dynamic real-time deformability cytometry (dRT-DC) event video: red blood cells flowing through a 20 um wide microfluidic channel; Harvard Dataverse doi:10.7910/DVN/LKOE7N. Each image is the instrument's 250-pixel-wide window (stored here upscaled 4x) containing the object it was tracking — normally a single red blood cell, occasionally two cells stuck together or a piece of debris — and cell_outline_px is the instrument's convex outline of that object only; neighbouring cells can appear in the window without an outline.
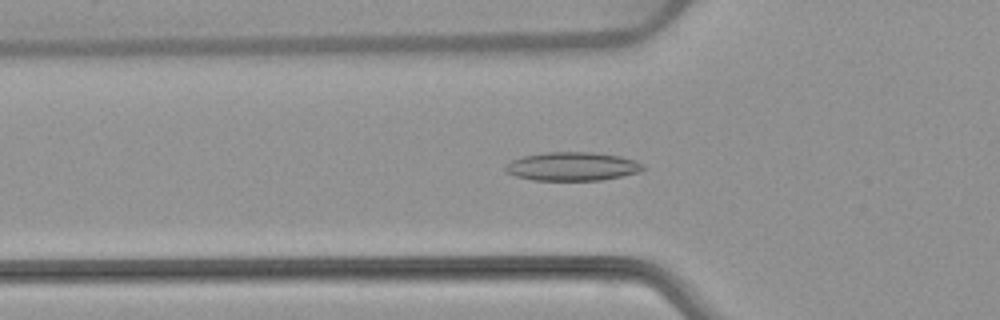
{"species": "common noctule bat (a hibernating species)", "species_latin": "Nyctalus noctula", "temperature_condition": "warm", "stored_images_in_passage": 53, "camera_frame_rate_fps": 3000, "um_per_image_px": 0.085, "animal": {"sex": "female", "body_mass_g": 22.7, "forearm_length_mm": 54.2}, "frame": {"image": 1, "passage_image": 18, "time_ms": 5.667, "image_size_px": [1000, 320], "cell_outline_px": [[644, 168], [640, 172], [600, 180], [532, 180], [516, 176], [508, 172], [504, 168], [512, 160], [524, 156], [544, 152], [592, 152], [620, 156], [636, 160], [644, 164]], "centroid_in_image_um": [48.68, 14.14], "position_along_channel_um": 77.1, "area_um2": 22.83}}
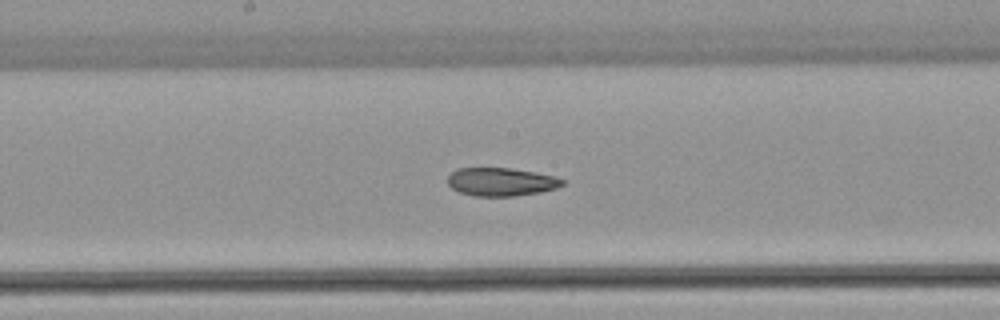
{"frame": {"image": 2, "passage_image": 28, "time_ms": 9.0, "image_size_px": [1000, 320], "cell_outline_px": [[564, 184], [556, 188], [540, 192], [516, 196], [472, 196], [460, 192], [452, 188], [448, 184], [448, 176], [456, 168], [512, 168], [536, 172], [556, 176], [564, 180]], "centroid_in_image_um": [42.6, 15.45], "position_along_channel_um": 205.6, "area_um2": 19.02}}
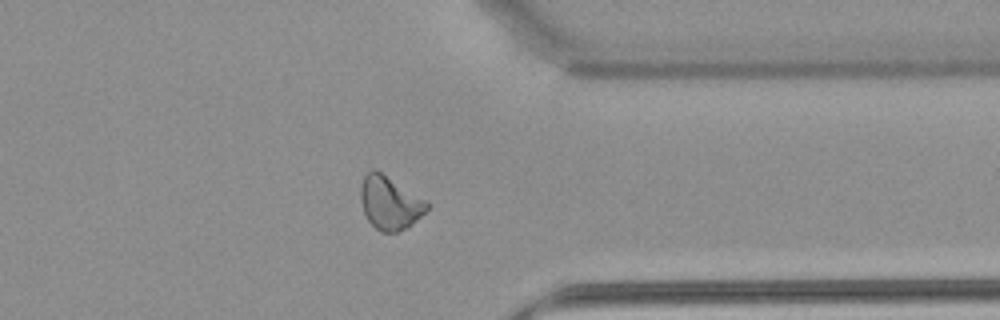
{"frame": {"image": 3, "passage_image": 42, "time_ms": 13.667, "image_size_px": [1000, 320], "cell_outline_px": [[428, 208], [408, 228], [396, 232], [380, 232], [368, 220], [364, 212], [360, 200], [360, 188], [364, 176], [372, 168], [376, 168], [428, 200]], "centroid_in_image_um": [33.13, 17.21], "position_along_channel_um": 378.3, "area_um2": 20.87}, "authors_computed_cell_mechanics": {"area_um2": 20.9814, "velocity_mm_per_s": 3.8382, "shape_relaxation_time_tau1_ms": null, "shape_relaxation_time_tau2_ms": 5.4036, "deformation_change_tau1": null, "deformation_change_tau2": 0.1172}}